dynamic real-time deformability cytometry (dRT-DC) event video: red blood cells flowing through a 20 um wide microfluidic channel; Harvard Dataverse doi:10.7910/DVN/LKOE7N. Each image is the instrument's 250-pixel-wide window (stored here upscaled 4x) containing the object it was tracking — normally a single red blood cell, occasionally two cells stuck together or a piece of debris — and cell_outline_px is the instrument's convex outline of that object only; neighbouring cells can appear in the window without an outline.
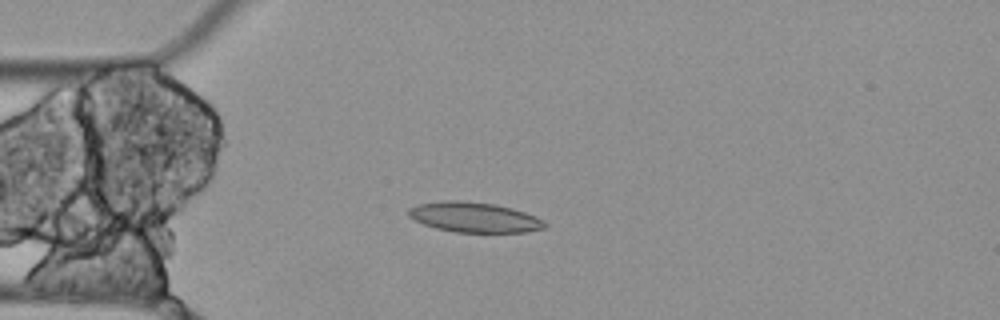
{"species": "Egyptian fruit bat (a non-hibernating species)", "species_latin": "Rousettus aegyptiacus", "temperature_condition": "cold", "stored_images_in_passage": 6, "camera_frame_rate_fps": 3000, "um_per_image_px": 0.085, "animal": {"sex": "female"}, "frame": {"image": 1, "passage_image": 5, "time_ms": 1.333, "image_size_px": [1000, 320], "cell_outline_px": [[548, 224], [544, 228], [528, 232], [456, 232], [436, 228], [424, 224], [408, 216], [408, 208], [416, 204], [440, 200], [460, 200], [496, 204], [512, 208], [536, 216], [544, 220]], "centroid_in_image_um": [40.31, 18.45], "position_along_channel_um": 44.7, "area_um2": 24.1}}